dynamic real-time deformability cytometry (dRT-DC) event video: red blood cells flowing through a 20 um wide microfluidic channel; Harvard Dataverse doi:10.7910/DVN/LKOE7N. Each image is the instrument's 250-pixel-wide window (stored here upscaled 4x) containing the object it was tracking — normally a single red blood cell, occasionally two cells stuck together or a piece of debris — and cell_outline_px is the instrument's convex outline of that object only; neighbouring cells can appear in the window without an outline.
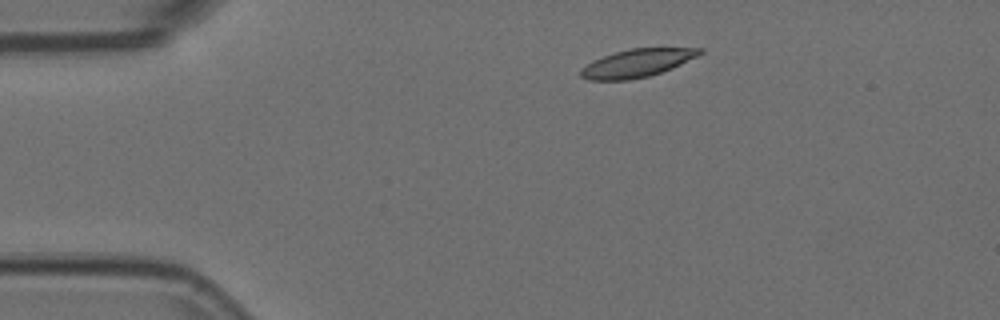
{"species": "Egyptian fruit bat (a non-hibernating species)", "species_latin": "Rousettus aegyptiacus", "temperature_condition": "room temperature", "stored_images_in_passage": 4, "camera_frame_rate_fps": 3000, "um_per_image_px": 0.085, "animal": {"sex": "female"}, "frame": {"image": 1, "passage_image": 2, "time_ms": 0.333, "image_size_px": [1000, 320], "cell_outline_px": [[704, 52], [672, 68], [648, 76], [628, 80], [588, 80], [580, 76], [580, 68], [592, 60], [616, 52], [632, 48], [704, 48]], "centroid_in_image_um": [54.11, 5.37], "position_along_channel_um": 30.9, "area_um2": 19.25}}